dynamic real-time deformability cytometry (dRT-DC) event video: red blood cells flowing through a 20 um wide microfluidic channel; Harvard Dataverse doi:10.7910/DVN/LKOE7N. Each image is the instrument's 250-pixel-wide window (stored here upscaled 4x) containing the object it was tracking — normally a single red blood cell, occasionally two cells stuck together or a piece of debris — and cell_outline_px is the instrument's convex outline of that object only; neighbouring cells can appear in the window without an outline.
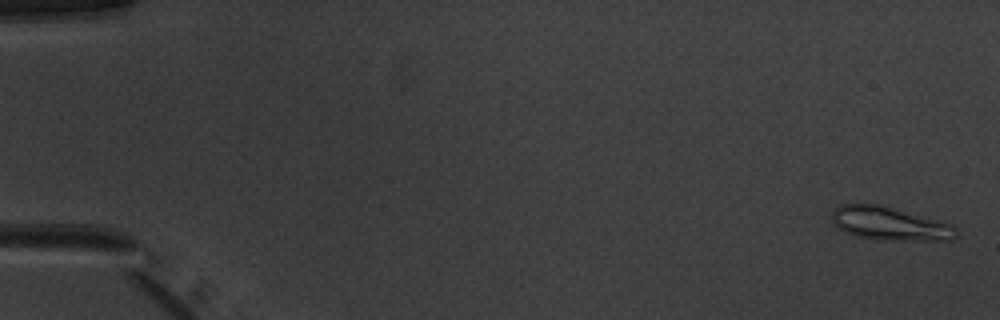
{"species": "common noctule bat (a hibernating species)", "species_latin": "Nyctalus noctula", "temperature_condition": "warm", "stored_images_in_passage": 52, "camera_frame_rate_fps": 3000, "um_per_image_px": 0.085, "animal": {"sex": "male", "body_mass_g": 20.1, "forearm_length_mm": 53.5}, "frame": {"image": 1, "passage_image": 2, "time_ms": 0.333, "image_size_px": [1000, 320], "cell_outline_px": [[960, 232], [952, 240], [876, 240], [856, 236], [844, 232], [832, 220], [832, 208], [840, 204], [880, 204], [896, 208], [952, 224]], "centroid_in_image_um": [75.64, 19.01], "position_along_channel_um": 9.4, "area_um2": 24.45}}
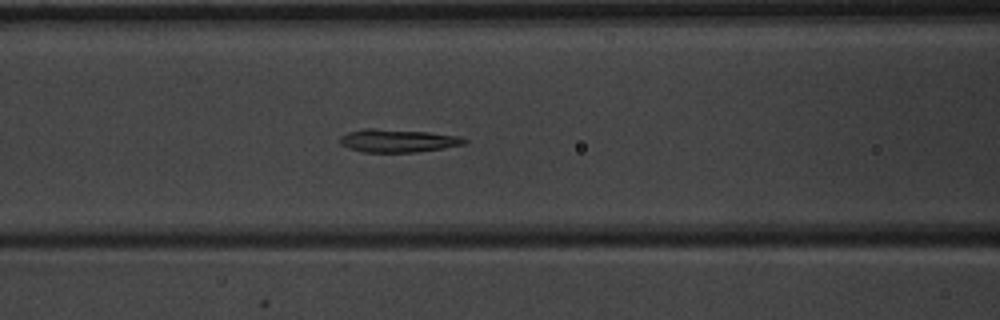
{"frame": {"image": 2, "passage_image": 23, "time_ms": 7.333, "image_size_px": [1000, 320], "cell_outline_px": [[468, 140], [464, 144], [444, 148], [416, 152], [364, 152], [348, 148], [340, 144], [340, 136], [348, 132], [364, 128], [372, 128], [428, 132], [460, 136]], "centroid_in_image_um": [33.8, 11.96], "position_along_channel_um": 132.8, "area_um2": 16.7}}
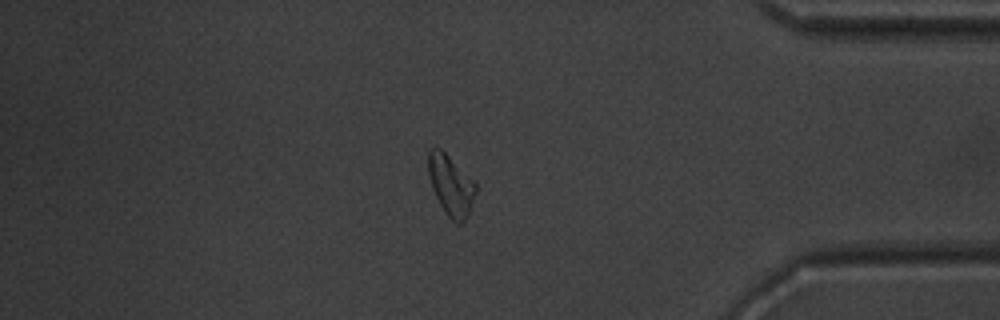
{"frame": {"image": 3, "passage_image": 45, "time_ms": 14.667, "image_size_px": [1000, 320], "cell_outline_px": [[476, 192], [468, 216], [464, 224], [456, 224], [444, 212], [432, 188], [428, 172], [428, 152], [432, 148], [440, 148], [476, 184]], "centroid_in_image_um": [38.32, 15.81], "position_along_channel_um": 396.9, "area_um2": 16.47}, "authors_computed_cell_mechanics": {"area_um2": 17.051, "velocity_mm_per_s": 3.9618, "shape_relaxation_time_tau1_ms": 5.4713, "shape_relaxation_time_tau2_ms": 1.8479, "deformation_change_tau1": 0.1629, "deformation_change_tau2": 0.1154}}